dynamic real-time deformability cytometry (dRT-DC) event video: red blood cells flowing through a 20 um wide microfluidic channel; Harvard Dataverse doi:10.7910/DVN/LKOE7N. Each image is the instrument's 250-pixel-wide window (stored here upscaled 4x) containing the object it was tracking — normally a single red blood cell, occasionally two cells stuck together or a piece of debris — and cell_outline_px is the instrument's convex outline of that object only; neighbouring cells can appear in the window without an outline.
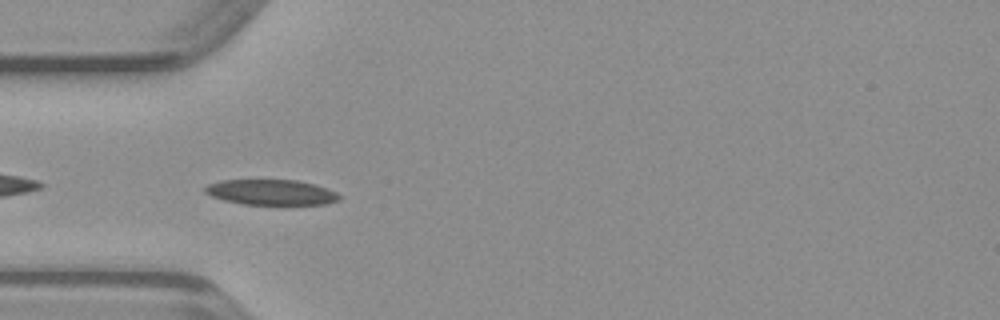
{"species": "common noctule bat (a hibernating species)", "species_latin": "Nyctalus noctula", "temperature_condition": "warm", "stored_images_in_passage": 48, "camera_frame_rate_fps": 3000, "um_per_image_px": 0.085, "animal": {"sex": "male", "body_mass_g": 23.1, "forearm_length_mm": 52.7}, "frame": {"image": 1, "passage_image": 14, "time_ms": 4.333, "image_size_px": [1000, 320], "cell_outline_px": [[340, 200], [324, 204], [244, 204], [224, 200], [212, 196], [204, 192], [204, 188], [208, 184], [220, 180], [296, 180], [316, 184], [336, 192], [340, 196]], "centroid_in_image_um": [23.05, 16.33], "position_along_channel_um": 62.0, "area_um2": 19.77}}
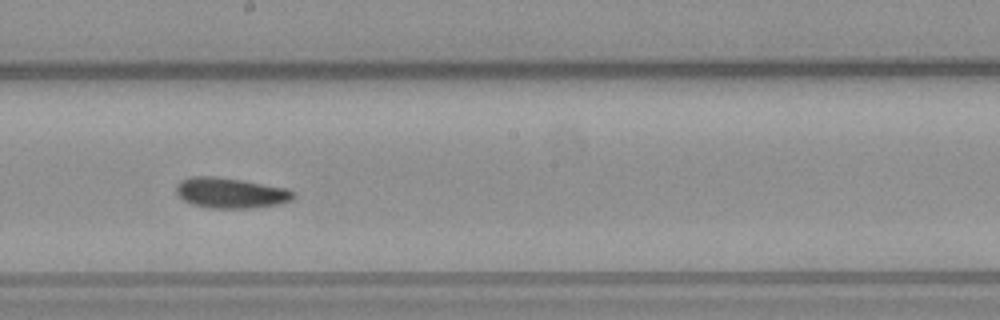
{"frame": {"image": 2, "passage_image": 26, "time_ms": 8.333, "image_size_px": [1000, 320], "cell_outline_px": [[296, 196], [292, 200], [280, 204], [256, 208], [208, 208], [192, 204], [184, 200], [176, 192], [176, 184], [180, 180], [192, 176], [216, 176], [288, 188], [296, 192]], "centroid_in_image_um": [19.64, 16.4], "position_along_channel_um": 228.6, "area_um2": 21.04}}
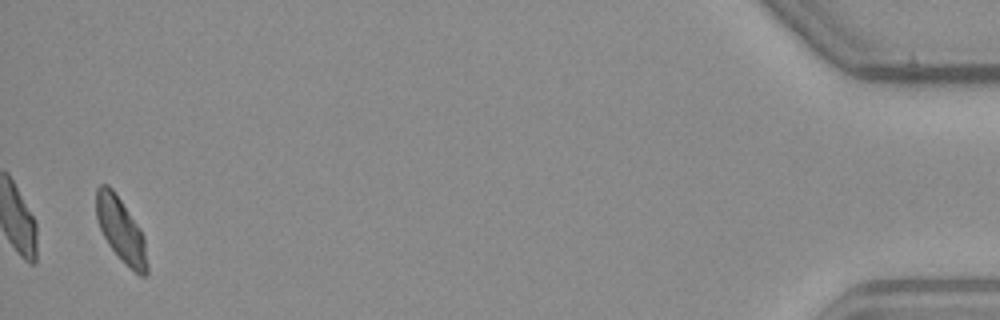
{"frame": {"image": 3, "passage_image": 47, "time_ms": 15.333, "image_size_px": [1000, 320], "cell_outline_px": [[148, 272], [144, 276], [140, 276], [108, 244], [100, 228], [96, 216], [96, 188], [100, 184], [108, 184], [112, 188], [140, 228], [144, 240], [148, 264]], "centroid_in_image_um": [10.27, 19.49], "position_along_channel_um": 424.9, "area_um2": 18.55}}